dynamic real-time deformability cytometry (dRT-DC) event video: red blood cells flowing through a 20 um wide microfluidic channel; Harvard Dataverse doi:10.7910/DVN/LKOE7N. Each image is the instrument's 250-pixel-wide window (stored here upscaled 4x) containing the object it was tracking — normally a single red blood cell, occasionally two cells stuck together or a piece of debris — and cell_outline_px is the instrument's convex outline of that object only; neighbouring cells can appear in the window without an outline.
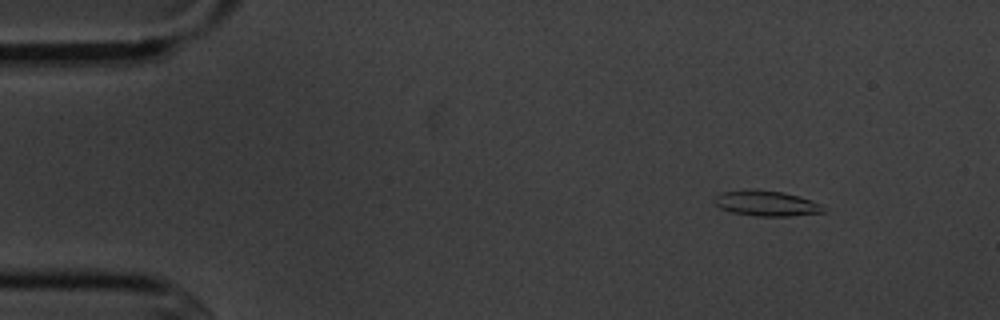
{"species": "common noctule bat (a hibernating species)", "species_latin": "Nyctalus noctula", "temperature_condition": "cold", "stored_images_in_passage": 4, "camera_frame_rate_fps": 3000, "um_per_image_px": 0.085, "animal": {"sex": "male", "body_mass_g": 20.1, "forearm_length_mm": 53.5}, "frame": {"image": 1, "passage_image": 2, "time_ms": 1.333, "image_size_px": [1000, 320], "cell_outline_px": [[824, 212], [788, 216], [756, 216], [732, 212], [720, 208], [712, 200], [712, 196], [720, 192], [756, 188], [784, 192], [800, 196], [820, 204]], "centroid_in_image_um": [65.05, 17.26], "position_along_channel_um": 19.9, "area_um2": 16.3}}